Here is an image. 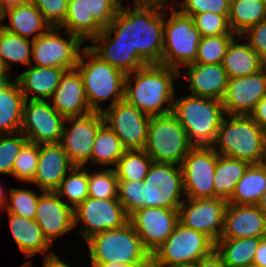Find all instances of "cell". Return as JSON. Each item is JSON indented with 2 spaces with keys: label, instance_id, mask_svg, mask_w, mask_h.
I'll list each match as a JSON object with an SVG mask.
<instances>
[{
  "label": "cell",
  "instance_id": "cell-1",
  "mask_svg": "<svg viewBox=\"0 0 266 267\" xmlns=\"http://www.w3.org/2000/svg\"><path fill=\"white\" fill-rule=\"evenodd\" d=\"M134 4L133 9L132 4H121L112 22L91 40L95 45H88L126 75L147 64H160L163 50L164 7Z\"/></svg>",
  "mask_w": 266,
  "mask_h": 267
},
{
  "label": "cell",
  "instance_id": "cell-2",
  "mask_svg": "<svg viewBox=\"0 0 266 267\" xmlns=\"http://www.w3.org/2000/svg\"><path fill=\"white\" fill-rule=\"evenodd\" d=\"M117 191L128 216L144 207L179 209L185 193L181 166L152 162L144 181L118 180Z\"/></svg>",
  "mask_w": 266,
  "mask_h": 267
},
{
  "label": "cell",
  "instance_id": "cell-3",
  "mask_svg": "<svg viewBox=\"0 0 266 267\" xmlns=\"http://www.w3.org/2000/svg\"><path fill=\"white\" fill-rule=\"evenodd\" d=\"M179 76L174 68L147 64L126 75L124 100L149 116L169 114L176 95L174 79Z\"/></svg>",
  "mask_w": 266,
  "mask_h": 267
},
{
  "label": "cell",
  "instance_id": "cell-4",
  "mask_svg": "<svg viewBox=\"0 0 266 267\" xmlns=\"http://www.w3.org/2000/svg\"><path fill=\"white\" fill-rule=\"evenodd\" d=\"M171 113L193 146H212L225 117L222 101L191 94L174 99Z\"/></svg>",
  "mask_w": 266,
  "mask_h": 267
},
{
  "label": "cell",
  "instance_id": "cell-5",
  "mask_svg": "<svg viewBox=\"0 0 266 267\" xmlns=\"http://www.w3.org/2000/svg\"><path fill=\"white\" fill-rule=\"evenodd\" d=\"M227 116L221 122L213 149L221 156L263 163L266 131L250 115Z\"/></svg>",
  "mask_w": 266,
  "mask_h": 267
},
{
  "label": "cell",
  "instance_id": "cell-6",
  "mask_svg": "<svg viewBox=\"0 0 266 267\" xmlns=\"http://www.w3.org/2000/svg\"><path fill=\"white\" fill-rule=\"evenodd\" d=\"M76 69L92 111L102 112L100 104L109 98L113 100L109 106L124 100L126 74L102 60L88 46L83 47Z\"/></svg>",
  "mask_w": 266,
  "mask_h": 267
},
{
  "label": "cell",
  "instance_id": "cell-7",
  "mask_svg": "<svg viewBox=\"0 0 266 267\" xmlns=\"http://www.w3.org/2000/svg\"><path fill=\"white\" fill-rule=\"evenodd\" d=\"M86 244L91 263H120L127 267L153 263L152 254L129 222L121 228L95 234Z\"/></svg>",
  "mask_w": 266,
  "mask_h": 267
},
{
  "label": "cell",
  "instance_id": "cell-8",
  "mask_svg": "<svg viewBox=\"0 0 266 267\" xmlns=\"http://www.w3.org/2000/svg\"><path fill=\"white\" fill-rule=\"evenodd\" d=\"M172 9L170 18L165 10L163 50L160 64L180 71L181 66L194 63L201 35L191 16ZM168 17V19H166Z\"/></svg>",
  "mask_w": 266,
  "mask_h": 267
},
{
  "label": "cell",
  "instance_id": "cell-9",
  "mask_svg": "<svg viewBox=\"0 0 266 267\" xmlns=\"http://www.w3.org/2000/svg\"><path fill=\"white\" fill-rule=\"evenodd\" d=\"M215 243L205 234L179 221L172 234L152 253L154 267H192L209 254Z\"/></svg>",
  "mask_w": 266,
  "mask_h": 267
},
{
  "label": "cell",
  "instance_id": "cell-10",
  "mask_svg": "<svg viewBox=\"0 0 266 267\" xmlns=\"http://www.w3.org/2000/svg\"><path fill=\"white\" fill-rule=\"evenodd\" d=\"M193 145L172 113L151 116L144 151L153 162L181 165Z\"/></svg>",
  "mask_w": 266,
  "mask_h": 267
},
{
  "label": "cell",
  "instance_id": "cell-11",
  "mask_svg": "<svg viewBox=\"0 0 266 267\" xmlns=\"http://www.w3.org/2000/svg\"><path fill=\"white\" fill-rule=\"evenodd\" d=\"M121 0H68L67 14L60 28L92 40L114 19Z\"/></svg>",
  "mask_w": 266,
  "mask_h": 267
},
{
  "label": "cell",
  "instance_id": "cell-12",
  "mask_svg": "<svg viewBox=\"0 0 266 267\" xmlns=\"http://www.w3.org/2000/svg\"><path fill=\"white\" fill-rule=\"evenodd\" d=\"M60 27H50L45 33L32 40L33 66L75 69L81 54L83 41L76 35L65 31L61 36ZM68 39V40H67Z\"/></svg>",
  "mask_w": 266,
  "mask_h": 267
},
{
  "label": "cell",
  "instance_id": "cell-13",
  "mask_svg": "<svg viewBox=\"0 0 266 267\" xmlns=\"http://www.w3.org/2000/svg\"><path fill=\"white\" fill-rule=\"evenodd\" d=\"M219 154L212 146H193L181 163L185 198H214V174Z\"/></svg>",
  "mask_w": 266,
  "mask_h": 267
},
{
  "label": "cell",
  "instance_id": "cell-14",
  "mask_svg": "<svg viewBox=\"0 0 266 267\" xmlns=\"http://www.w3.org/2000/svg\"><path fill=\"white\" fill-rule=\"evenodd\" d=\"M73 214L74 227L84 225L79 235L85 242L95 234L123 227L129 218L118 198L88 197L73 209Z\"/></svg>",
  "mask_w": 266,
  "mask_h": 267
},
{
  "label": "cell",
  "instance_id": "cell-15",
  "mask_svg": "<svg viewBox=\"0 0 266 267\" xmlns=\"http://www.w3.org/2000/svg\"><path fill=\"white\" fill-rule=\"evenodd\" d=\"M70 122L71 126H68ZM104 124L102 112L92 111L86 115L68 117L59 144L73 166L86 167L98 129ZM71 127V128H70Z\"/></svg>",
  "mask_w": 266,
  "mask_h": 267
},
{
  "label": "cell",
  "instance_id": "cell-16",
  "mask_svg": "<svg viewBox=\"0 0 266 267\" xmlns=\"http://www.w3.org/2000/svg\"><path fill=\"white\" fill-rule=\"evenodd\" d=\"M103 109L104 123L112 129L126 150L144 149L151 116L125 100Z\"/></svg>",
  "mask_w": 266,
  "mask_h": 267
},
{
  "label": "cell",
  "instance_id": "cell-17",
  "mask_svg": "<svg viewBox=\"0 0 266 267\" xmlns=\"http://www.w3.org/2000/svg\"><path fill=\"white\" fill-rule=\"evenodd\" d=\"M227 205V200L218 197L185 198L178 209V221L183 226L207 235L215 243L223 232Z\"/></svg>",
  "mask_w": 266,
  "mask_h": 267
},
{
  "label": "cell",
  "instance_id": "cell-18",
  "mask_svg": "<svg viewBox=\"0 0 266 267\" xmlns=\"http://www.w3.org/2000/svg\"><path fill=\"white\" fill-rule=\"evenodd\" d=\"M65 119L47 100H25L20 132L36 144L59 143Z\"/></svg>",
  "mask_w": 266,
  "mask_h": 267
},
{
  "label": "cell",
  "instance_id": "cell-19",
  "mask_svg": "<svg viewBox=\"0 0 266 267\" xmlns=\"http://www.w3.org/2000/svg\"><path fill=\"white\" fill-rule=\"evenodd\" d=\"M128 222L152 254L172 234L178 223V209L140 208L129 215Z\"/></svg>",
  "mask_w": 266,
  "mask_h": 267
},
{
  "label": "cell",
  "instance_id": "cell-20",
  "mask_svg": "<svg viewBox=\"0 0 266 267\" xmlns=\"http://www.w3.org/2000/svg\"><path fill=\"white\" fill-rule=\"evenodd\" d=\"M266 96V66L243 77L229 78L222 104L226 115H250Z\"/></svg>",
  "mask_w": 266,
  "mask_h": 267
},
{
  "label": "cell",
  "instance_id": "cell-21",
  "mask_svg": "<svg viewBox=\"0 0 266 267\" xmlns=\"http://www.w3.org/2000/svg\"><path fill=\"white\" fill-rule=\"evenodd\" d=\"M35 214V221L44 237L53 245L56 238L74 228V214L55 192L41 191Z\"/></svg>",
  "mask_w": 266,
  "mask_h": 267
},
{
  "label": "cell",
  "instance_id": "cell-22",
  "mask_svg": "<svg viewBox=\"0 0 266 267\" xmlns=\"http://www.w3.org/2000/svg\"><path fill=\"white\" fill-rule=\"evenodd\" d=\"M266 235V214L257 205L228 203L220 238L238 239Z\"/></svg>",
  "mask_w": 266,
  "mask_h": 267
},
{
  "label": "cell",
  "instance_id": "cell-23",
  "mask_svg": "<svg viewBox=\"0 0 266 267\" xmlns=\"http://www.w3.org/2000/svg\"><path fill=\"white\" fill-rule=\"evenodd\" d=\"M50 105L63 117L82 116L92 112L78 70H66L51 95Z\"/></svg>",
  "mask_w": 266,
  "mask_h": 267
},
{
  "label": "cell",
  "instance_id": "cell-24",
  "mask_svg": "<svg viewBox=\"0 0 266 267\" xmlns=\"http://www.w3.org/2000/svg\"><path fill=\"white\" fill-rule=\"evenodd\" d=\"M73 168L59 143L39 144V159L33 180L40 191L54 192Z\"/></svg>",
  "mask_w": 266,
  "mask_h": 267
},
{
  "label": "cell",
  "instance_id": "cell-25",
  "mask_svg": "<svg viewBox=\"0 0 266 267\" xmlns=\"http://www.w3.org/2000/svg\"><path fill=\"white\" fill-rule=\"evenodd\" d=\"M183 68L187 72L185 77L191 95L222 101L229 80L222 64L191 63Z\"/></svg>",
  "mask_w": 266,
  "mask_h": 267
},
{
  "label": "cell",
  "instance_id": "cell-26",
  "mask_svg": "<svg viewBox=\"0 0 266 267\" xmlns=\"http://www.w3.org/2000/svg\"><path fill=\"white\" fill-rule=\"evenodd\" d=\"M67 69L58 67L33 66L20 75L17 80L25 100H48L58 87L61 77ZM30 93H33L30 96Z\"/></svg>",
  "mask_w": 266,
  "mask_h": 267
},
{
  "label": "cell",
  "instance_id": "cell-27",
  "mask_svg": "<svg viewBox=\"0 0 266 267\" xmlns=\"http://www.w3.org/2000/svg\"><path fill=\"white\" fill-rule=\"evenodd\" d=\"M9 17V25L1 23L6 31L34 40L51 26L33 2L5 9L0 13V22ZM32 36V38H31Z\"/></svg>",
  "mask_w": 266,
  "mask_h": 267
},
{
  "label": "cell",
  "instance_id": "cell-28",
  "mask_svg": "<svg viewBox=\"0 0 266 267\" xmlns=\"http://www.w3.org/2000/svg\"><path fill=\"white\" fill-rule=\"evenodd\" d=\"M24 103L17 80L5 81L0 87V134L20 132Z\"/></svg>",
  "mask_w": 266,
  "mask_h": 267
},
{
  "label": "cell",
  "instance_id": "cell-29",
  "mask_svg": "<svg viewBox=\"0 0 266 267\" xmlns=\"http://www.w3.org/2000/svg\"><path fill=\"white\" fill-rule=\"evenodd\" d=\"M237 39V40H236ZM242 36L237 35L229 44L222 60L228 78L243 77L260 71L265 65L257 52L247 43H239Z\"/></svg>",
  "mask_w": 266,
  "mask_h": 267
},
{
  "label": "cell",
  "instance_id": "cell-30",
  "mask_svg": "<svg viewBox=\"0 0 266 267\" xmlns=\"http://www.w3.org/2000/svg\"><path fill=\"white\" fill-rule=\"evenodd\" d=\"M11 233L13 238L26 258L37 253H46L51 248V244L44 237L41 228L35 219L23 216L8 214Z\"/></svg>",
  "mask_w": 266,
  "mask_h": 267
},
{
  "label": "cell",
  "instance_id": "cell-31",
  "mask_svg": "<svg viewBox=\"0 0 266 267\" xmlns=\"http://www.w3.org/2000/svg\"><path fill=\"white\" fill-rule=\"evenodd\" d=\"M266 191V164H251L236 184L228 203L257 205Z\"/></svg>",
  "mask_w": 266,
  "mask_h": 267
},
{
  "label": "cell",
  "instance_id": "cell-32",
  "mask_svg": "<svg viewBox=\"0 0 266 267\" xmlns=\"http://www.w3.org/2000/svg\"><path fill=\"white\" fill-rule=\"evenodd\" d=\"M261 237L238 239L220 238L215 242V250L220 254L225 267H243L253 265L255 252Z\"/></svg>",
  "mask_w": 266,
  "mask_h": 267
},
{
  "label": "cell",
  "instance_id": "cell-33",
  "mask_svg": "<svg viewBox=\"0 0 266 267\" xmlns=\"http://www.w3.org/2000/svg\"><path fill=\"white\" fill-rule=\"evenodd\" d=\"M251 164L237 158L218 156L214 174L215 197L229 200L236 184Z\"/></svg>",
  "mask_w": 266,
  "mask_h": 267
},
{
  "label": "cell",
  "instance_id": "cell-34",
  "mask_svg": "<svg viewBox=\"0 0 266 267\" xmlns=\"http://www.w3.org/2000/svg\"><path fill=\"white\" fill-rule=\"evenodd\" d=\"M228 19L232 32L241 36L266 20V3L263 0H230Z\"/></svg>",
  "mask_w": 266,
  "mask_h": 267
},
{
  "label": "cell",
  "instance_id": "cell-35",
  "mask_svg": "<svg viewBox=\"0 0 266 267\" xmlns=\"http://www.w3.org/2000/svg\"><path fill=\"white\" fill-rule=\"evenodd\" d=\"M126 149L105 123L98 129L91 152V163L116 166Z\"/></svg>",
  "mask_w": 266,
  "mask_h": 267
},
{
  "label": "cell",
  "instance_id": "cell-36",
  "mask_svg": "<svg viewBox=\"0 0 266 267\" xmlns=\"http://www.w3.org/2000/svg\"><path fill=\"white\" fill-rule=\"evenodd\" d=\"M0 57L8 69L12 63L31 65L32 40L10 33L0 26Z\"/></svg>",
  "mask_w": 266,
  "mask_h": 267
},
{
  "label": "cell",
  "instance_id": "cell-37",
  "mask_svg": "<svg viewBox=\"0 0 266 267\" xmlns=\"http://www.w3.org/2000/svg\"><path fill=\"white\" fill-rule=\"evenodd\" d=\"M54 192L61 199L66 197L67 199L63 201L75 209L88 198V171L85 166H73Z\"/></svg>",
  "mask_w": 266,
  "mask_h": 267
},
{
  "label": "cell",
  "instance_id": "cell-38",
  "mask_svg": "<svg viewBox=\"0 0 266 267\" xmlns=\"http://www.w3.org/2000/svg\"><path fill=\"white\" fill-rule=\"evenodd\" d=\"M153 160L143 149L125 150L114 170L118 180L144 181Z\"/></svg>",
  "mask_w": 266,
  "mask_h": 267
},
{
  "label": "cell",
  "instance_id": "cell-39",
  "mask_svg": "<svg viewBox=\"0 0 266 267\" xmlns=\"http://www.w3.org/2000/svg\"><path fill=\"white\" fill-rule=\"evenodd\" d=\"M236 34L201 37L194 63L221 64L227 48Z\"/></svg>",
  "mask_w": 266,
  "mask_h": 267
},
{
  "label": "cell",
  "instance_id": "cell-40",
  "mask_svg": "<svg viewBox=\"0 0 266 267\" xmlns=\"http://www.w3.org/2000/svg\"><path fill=\"white\" fill-rule=\"evenodd\" d=\"M88 171V197L95 199L118 198V179L114 168Z\"/></svg>",
  "mask_w": 266,
  "mask_h": 267
},
{
  "label": "cell",
  "instance_id": "cell-41",
  "mask_svg": "<svg viewBox=\"0 0 266 267\" xmlns=\"http://www.w3.org/2000/svg\"><path fill=\"white\" fill-rule=\"evenodd\" d=\"M39 159V144L27 141L15 158L12 176L30 183L36 173Z\"/></svg>",
  "mask_w": 266,
  "mask_h": 267
},
{
  "label": "cell",
  "instance_id": "cell-42",
  "mask_svg": "<svg viewBox=\"0 0 266 267\" xmlns=\"http://www.w3.org/2000/svg\"><path fill=\"white\" fill-rule=\"evenodd\" d=\"M10 202L6 203L5 209L8 214L35 219L39 196L35 191L29 189L10 188Z\"/></svg>",
  "mask_w": 266,
  "mask_h": 267
},
{
  "label": "cell",
  "instance_id": "cell-43",
  "mask_svg": "<svg viewBox=\"0 0 266 267\" xmlns=\"http://www.w3.org/2000/svg\"><path fill=\"white\" fill-rule=\"evenodd\" d=\"M27 141L21 132L0 134V173L12 176L15 158Z\"/></svg>",
  "mask_w": 266,
  "mask_h": 267
},
{
  "label": "cell",
  "instance_id": "cell-44",
  "mask_svg": "<svg viewBox=\"0 0 266 267\" xmlns=\"http://www.w3.org/2000/svg\"><path fill=\"white\" fill-rule=\"evenodd\" d=\"M229 14H216L205 12L192 15L194 25L200 32L201 37L235 34L229 25Z\"/></svg>",
  "mask_w": 266,
  "mask_h": 267
},
{
  "label": "cell",
  "instance_id": "cell-45",
  "mask_svg": "<svg viewBox=\"0 0 266 267\" xmlns=\"http://www.w3.org/2000/svg\"><path fill=\"white\" fill-rule=\"evenodd\" d=\"M179 11L187 16L213 12L216 14H229L230 0H182L174 3Z\"/></svg>",
  "mask_w": 266,
  "mask_h": 267
},
{
  "label": "cell",
  "instance_id": "cell-46",
  "mask_svg": "<svg viewBox=\"0 0 266 267\" xmlns=\"http://www.w3.org/2000/svg\"><path fill=\"white\" fill-rule=\"evenodd\" d=\"M51 27H60L66 17L68 0H32Z\"/></svg>",
  "mask_w": 266,
  "mask_h": 267
},
{
  "label": "cell",
  "instance_id": "cell-47",
  "mask_svg": "<svg viewBox=\"0 0 266 267\" xmlns=\"http://www.w3.org/2000/svg\"><path fill=\"white\" fill-rule=\"evenodd\" d=\"M241 36L247 38L248 44L257 52L260 61L266 66V20L250 27Z\"/></svg>",
  "mask_w": 266,
  "mask_h": 267
},
{
  "label": "cell",
  "instance_id": "cell-48",
  "mask_svg": "<svg viewBox=\"0 0 266 267\" xmlns=\"http://www.w3.org/2000/svg\"><path fill=\"white\" fill-rule=\"evenodd\" d=\"M192 267H225V264L214 248L209 254L201 257Z\"/></svg>",
  "mask_w": 266,
  "mask_h": 267
},
{
  "label": "cell",
  "instance_id": "cell-49",
  "mask_svg": "<svg viewBox=\"0 0 266 267\" xmlns=\"http://www.w3.org/2000/svg\"><path fill=\"white\" fill-rule=\"evenodd\" d=\"M251 118L266 131V96H264L256 105Z\"/></svg>",
  "mask_w": 266,
  "mask_h": 267
},
{
  "label": "cell",
  "instance_id": "cell-50",
  "mask_svg": "<svg viewBox=\"0 0 266 267\" xmlns=\"http://www.w3.org/2000/svg\"><path fill=\"white\" fill-rule=\"evenodd\" d=\"M31 261L26 262L21 267H32ZM42 267H71L66 262L60 260L59 256H57L54 252H48V254L44 258Z\"/></svg>",
  "mask_w": 266,
  "mask_h": 267
},
{
  "label": "cell",
  "instance_id": "cell-51",
  "mask_svg": "<svg viewBox=\"0 0 266 267\" xmlns=\"http://www.w3.org/2000/svg\"><path fill=\"white\" fill-rule=\"evenodd\" d=\"M253 265L257 267H266V238H263L255 252Z\"/></svg>",
  "mask_w": 266,
  "mask_h": 267
},
{
  "label": "cell",
  "instance_id": "cell-52",
  "mask_svg": "<svg viewBox=\"0 0 266 267\" xmlns=\"http://www.w3.org/2000/svg\"><path fill=\"white\" fill-rule=\"evenodd\" d=\"M32 0H0V13L5 9L31 3Z\"/></svg>",
  "mask_w": 266,
  "mask_h": 267
},
{
  "label": "cell",
  "instance_id": "cell-53",
  "mask_svg": "<svg viewBox=\"0 0 266 267\" xmlns=\"http://www.w3.org/2000/svg\"><path fill=\"white\" fill-rule=\"evenodd\" d=\"M167 1V2H166ZM168 2H170V1H168V0H134V3H138V4H149V5H159V6H162V7H168L169 8V6H171L172 7V5L173 4H168ZM168 5H167V4Z\"/></svg>",
  "mask_w": 266,
  "mask_h": 267
},
{
  "label": "cell",
  "instance_id": "cell-54",
  "mask_svg": "<svg viewBox=\"0 0 266 267\" xmlns=\"http://www.w3.org/2000/svg\"><path fill=\"white\" fill-rule=\"evenodd\" d=\"M8 67L6 66L5 62L0 57V77L3 78L5 81H9L12 78L8 74Z\"/></svg>",
  "mask_w": 266,
  "mask_h": 267
},
{
  "label": "cell",
  "instance_id": "cell-55",
  "mask_svg": "<svg viewBox=\"0 0 266 267\" xmlns=\"http://www.w3.org/2000/svg\"><path fill=\"white\" fill-rule=\"evenodd\" d=\"M91 267H127L120 263H91Z\"/></svg>",
  "mask_w": 266,
  "mask_h": 267
},
{
  "label": "cell",
  "instance_id": "cell-56",
  "mask_svg": "<svg viewBox=\"0 0 266 267\" xmlns=\"http://www.w3.org/2000/svg\"><path fill=\"white\" fill-rule=\"evenodd\" d=\"M257 206L266 214V191L262 194Z\"/></svg>",
  "mask_w": 266,
  "mask_h": 267
},
{
  "label": "cell",
  "instance_id": "cell-57",
  "mask_svg": "<svg viewBox=\"0 0 266 267\" xmlns=\"http://www.w3.org/2000/svg\"><path fill=\"white\" fill-rule=\"evenodd\" d=\"M8 196L9 195H0V209H3V207L5 208L6 203L9 202L7 200Z\"/></svg>",
  "mask_w": 266,
  "mask_h": 267
},
{
  "label": "cell",
  "instance_id": "cell-58",
  "mask_svg": "<svg viewBox=\"0 0 266 267\" xmlns=\"http://www.w3.org/2000/svg\"><path fill=\"white\" fill-rule=\"evenodd\" d=\"M128 267H154L153 263H140L134 266H128Z\"/></svg>",
  "mask_w": 266,
  "mask_h": 267
},
{
  "label": "cell",
  "instance_id": "cell-59",
  "mask_svg": "<svg viewBox=\"0 0 266 267\" xmlns=\"http://www.w3.org/2000/svg\"><path fill=\"white\" fill-rule=\"evenodd\" d=\"M263 164H266V135H265V145H264V157H263Z\"/></svg>",
  "mask_w": 266,
  "mask_h": 267
},
{
  "label": "cell",
  "instance_id": "cell-60",
  "mask_svg": "<svg viewBox=\"0 0 266 267\" xmlns=\"http://www.w3.org/2000/svg\"><path fill=\"white\" fill-rule=\"evenodd\" d=\"M5 192L6 191H5L4 187L2 185H0V195H7Z\"/></svg>",
  "mask_w": 266,
  "mask_h": 267
},
{
  "label": "cell",
  "instance_id": "cell-61",
  "mask_svg": "<svg viewBox=\"0 0 266 267\" xmlns=\"http://www.w3.org/2000/svg\"><path fill=\"white\" fill-rule=\"evenodd\" d=\"M5 82V80L3 78L0 77V87L2 86V84Z\"/></svg>",
  "mask_w": 266,
  "mask_h": 267
},
{
  "label": "cell",
  "instance_id": "cell-62",
  "mask_svg": "<svg viewBox=\"0 0 266 267\" xmlns=\"http://www.w3.org/2000/svg\"><path fill=\"white\" fill-rule=\"evenodd\" d=\"M243 267H257L256 265H249V266H243Z\"/></svg>",
  "mask_w": 266,
  "mask_h": 267
}]
</instances>
